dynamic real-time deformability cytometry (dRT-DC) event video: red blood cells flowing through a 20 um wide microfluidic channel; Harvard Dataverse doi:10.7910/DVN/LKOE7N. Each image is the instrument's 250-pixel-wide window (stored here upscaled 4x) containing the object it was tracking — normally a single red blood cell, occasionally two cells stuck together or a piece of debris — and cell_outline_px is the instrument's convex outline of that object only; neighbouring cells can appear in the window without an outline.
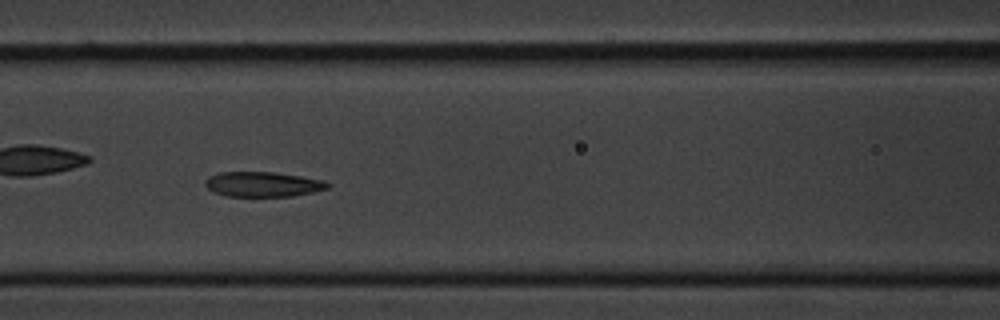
{"species": "common noctule bat (a hibernating species)", "species_latin": "Nyctalus noctula", "temperature_condition": "cold", "stored_images_in_passage": 11, "camera_frame_rate_fps": 3000, "um_per_image_px": 0.085, "animal": {"sex": "male", "body_mass_g": 20.1, "forearm_length_mm": 53.5}, "frame": {"image": 1, "passage_image": 7, "time_ms": 6.667, "image_size_px": [1000, 320], "cell_outline_px": [[332, 184], [328, 188], [312, 192], [292, 196], [228, 196], [212, 192], [204, 184], [204, 180], [208, 176], [220, 172], [272, 172], [300, 176], [324, 180]], "centroid_in_image_um": [22.32, 15.66], "position_along_channel_um": 144.3, "area_um2": 17.86}}
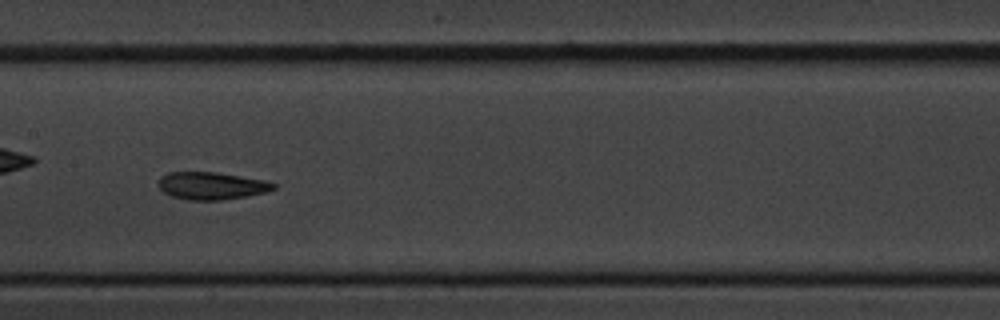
{"frame": {"image": 2, "passage_image": 8, "time_ms": 8.0, "image_size_px": [1000, 320], "cell_outline_px": [[276, 188], [264, 192], [248, 196], [224, 200], [188, 200], [172, 196], [164, 192], [156, 184], [160, 176], [168, 172], [216, 172], [264, 180], [276, 184]], "centroid_in_image_um": [17.94, 15.79], "position_along_channel_um": 189.5, "area_um2": 18.5}}
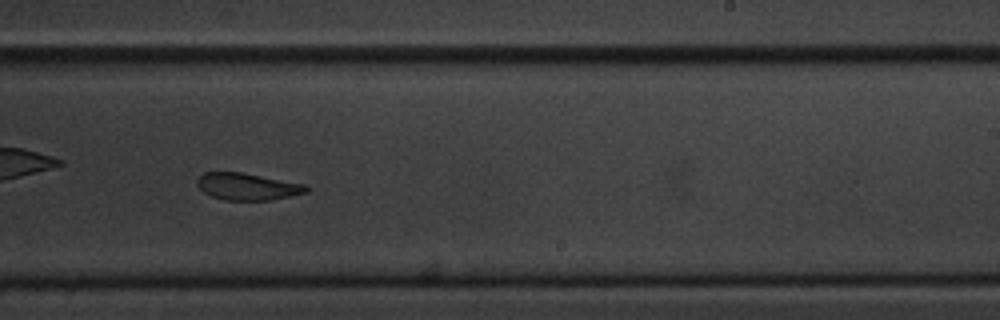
{"frame": {"image": 3, "passage_image": 10, "time_ms": 10.333, "image_size_px": [1000, 320], "cell_outline_px": [[312, 188], [308, 192], [272, 200], [224, 200], [212, 196], [204, 192], [196, 184], [196, 180], [204, 172], [240, 172], [308, 184]], "centroid_in_image_um": [21.09, 15.85], "position_along_channel_um": 267.9, "area_um2": 17.34}}